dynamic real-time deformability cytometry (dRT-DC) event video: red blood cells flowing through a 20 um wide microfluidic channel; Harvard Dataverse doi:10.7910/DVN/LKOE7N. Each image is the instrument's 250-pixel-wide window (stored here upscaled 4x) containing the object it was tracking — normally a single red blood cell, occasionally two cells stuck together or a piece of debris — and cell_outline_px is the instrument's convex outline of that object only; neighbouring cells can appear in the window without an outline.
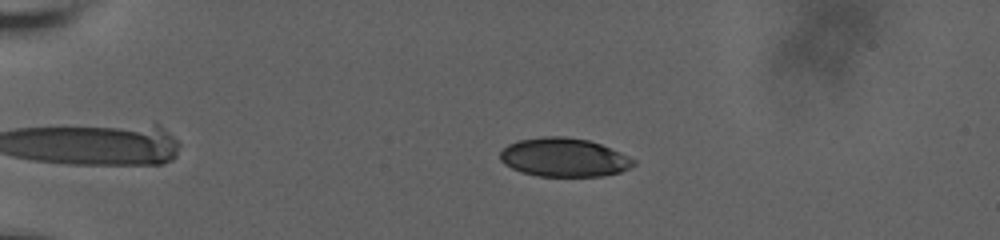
{"species": "human", "species_latin": "Homo sapiens", "temperature_condition": "room temperature", "stored_images_in_passage": 48, "camera_frame_rate_fps": 3000, "um_per_image_px": 0.085, "donor": {"sex": "male"}, "frame": {"image": 1, "passage_image": 3, "time_ms": 1.0, "image_size_px": [1000, 240], "cell_outline_px": [[636, 164], [620, 172], [604, 176], [536, 176], [520, 172], [504, 164], [500, 160], [500, 152], [508, 144], [520, 140], [540, 136], [564, 136], [588, 140], [600, 144], [620, 152], [636, 160]], "centroid_in_image_um": [47.93, 13.38], "position_along_channel_um": 37.1, "area_um2": 30.17}}
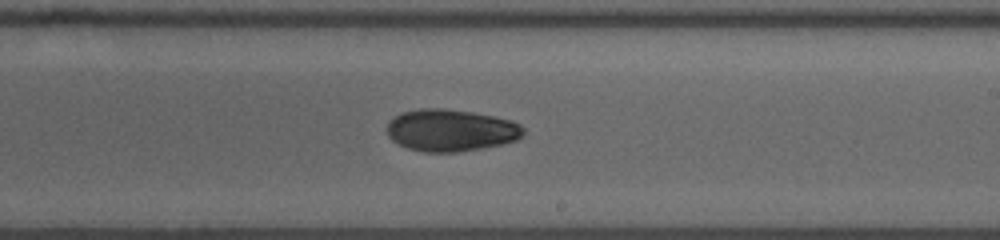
{"frame": {"image": 2, "passage_image": 26, "time_ms": 8.667, "image_size_px": [1000, 240], "cell_outline_px": [[524, 132], [516, 140], [500, 144], [480, 148], [456, 152], [424, 152], [408, 148], [392, 140], [388, 136], [388, 120], [400, 112], [420, 108], [444, 108], [472, 112], [512, 120], [520, 124], [524, 128]], "centroid_in_image_um": [38.29, 11.06], "position_along_channel_um": 250.7, "area_um2": 33.35}}
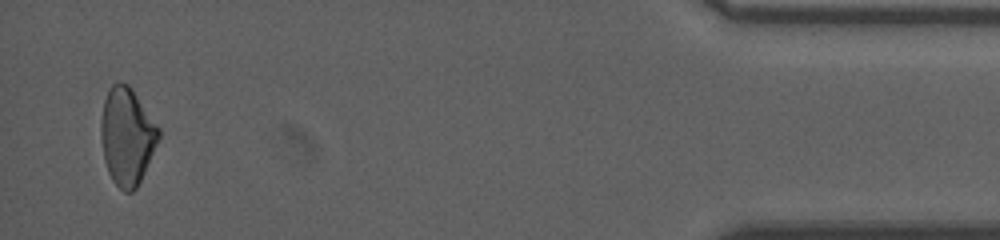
{"frame": {"image": 3, "passage_image": 47, "time_ms": 15.333, "image_size_px": [1000, 240], "cell_outline_px": [[160, 136], [144, 172], [136, 188], [132, 192], [124, 192], [112, 180], [108, 172], [104, 160], [100, 132], [100, 120], [104, 100], [108, 88], [112, 84], [128, 84], [160, 128]], "centroid_in_image_um": [10.77, 11.59], "position_along_channel_um": 424.4, "area_um2": 32.43}, "authors_computed_cell_mechanics": {"area_um2": 32.3969, "velocity_mm_per_s": 3.6658, "shape_relaxation_time_tau1_ms": 9.125, "shape_relaxation_time_tau2_ms": null, "deformation_change_tau1": 0.1699, "deformation_change_tau2": null}}